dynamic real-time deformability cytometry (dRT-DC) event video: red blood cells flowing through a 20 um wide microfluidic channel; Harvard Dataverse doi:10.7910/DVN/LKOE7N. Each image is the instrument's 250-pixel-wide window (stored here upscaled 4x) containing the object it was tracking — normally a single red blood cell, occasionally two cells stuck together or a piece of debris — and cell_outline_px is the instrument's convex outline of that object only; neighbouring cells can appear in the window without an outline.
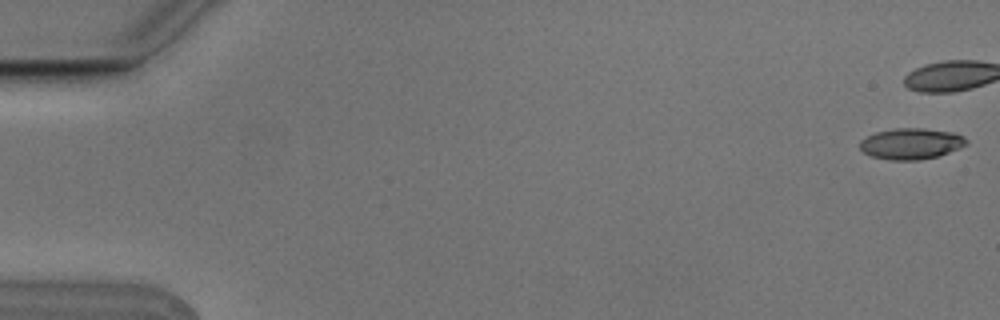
{"species": "Egyptian fruit bat (a non-hibernating species)", "species_latin": "Rousettus aegyptiacus", "temperature_condition": "cold", "stored_images_in_passage": 9, "camera_frame_rate_fps": 3000, "um_per_image_px": 0.085, "animal": {"sex": "male"}, "frame": {"image": 1, "passage_image": 1, "time_ms": 0.0, "image_size_px": [1000, 320], "cell_outline_px": [[968, 144], [960, 148], [936, 156], [920, 160], [888, 160], [872, 156], [864, 152], [860, 148], [860, 140], [876, 132], [896, 128], [924, 128], [956, 132], [964, 136], [968, 140]], "centroid_in_image_um": [77.48, 12.2], "position_along_channel_um": 7.5, "area_um2": 19.36}}
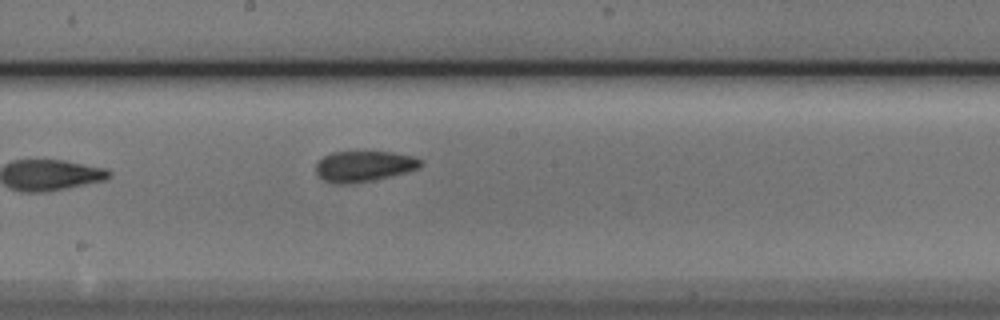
{"frame": {"image": 2, "passage_image": 9, "time_ms": 2.667, "image_size_px": [1000, 320], "cell_outline_px": [[424, 164], [420, 168], [408, 172], [372, 180], [348, 184], [332, 184], [316, 176], [316, 164], [324, 156], [332, 152], [392, 152], [416, 156], [424, 160]], "centroid_in_image_um": [30.98, 14.13], "position_along_channel_um": 217.2, "area_um2": 19.07}}